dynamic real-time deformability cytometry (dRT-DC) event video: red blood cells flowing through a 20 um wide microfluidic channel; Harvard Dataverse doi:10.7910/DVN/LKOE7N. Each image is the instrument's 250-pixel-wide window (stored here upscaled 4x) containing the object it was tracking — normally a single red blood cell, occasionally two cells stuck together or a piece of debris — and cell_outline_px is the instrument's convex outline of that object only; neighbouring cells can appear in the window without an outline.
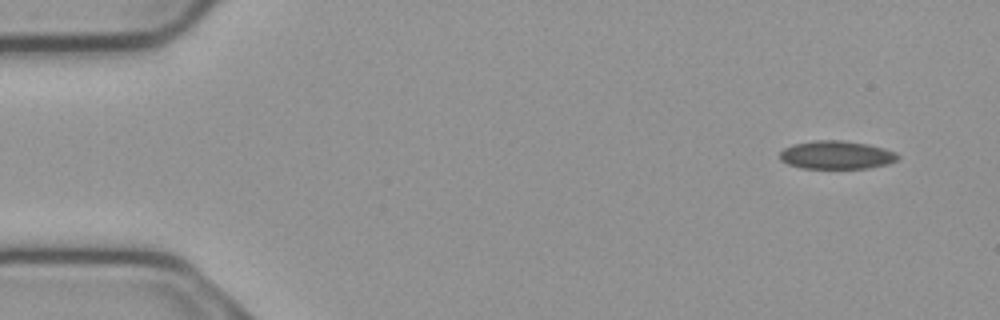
{"species": "common noctule bat (a hibernating species)", "species_latin": "Nyctalus noctula", "temperature_condition": "cold", "stored_images_in_passage": 5, "camera_frame_rate_fps": 3000, "um_per_image_px": 0.085, "animal": {"sex": "male", "body_mass_g": 23.1, "forearm_length_mm": 52.7}, "frame": {"image": 1, "passage_image": 1, "time_ms": 0.0, "image_size_px": [1000, 320], "cell_outline_px": [[900, 156], [896, 160], [888, 164], [868, 168], [800, 168], [788, 164], [780, 160], [780, 152], [784, 148], [792, 144], [816, 140], [840, 140], [868, 144], [884, 148], [896, 152]], "centroid_in_image_um": [71.09, 13.17], "position_along_channel_um": 13.9, "area_um2": 19.48}}
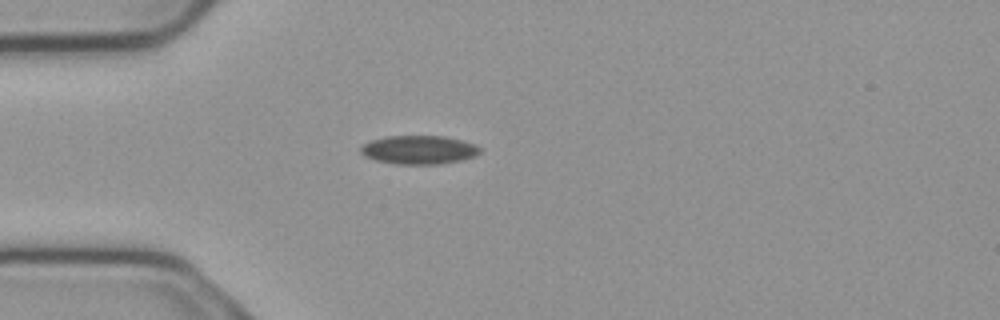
{"frame": {"image": 2, "passage_image": 4, "time_ms": 1.0, "image_size_px": [1000, 320], "cell_outline_px": [[480, 152], [476, 156], [460, 160], [440, 164], [396, 164], [376, 160], [364, 156], [360, 152], [360, 148], [364, 144], [372, 140], [388, 136], [444, 136], [476, 144], [480, 148]], "centroid_in_image_um": [35.61, 12.74], "position_along_channel_um": 49.4, "area_um2": 19.83}}